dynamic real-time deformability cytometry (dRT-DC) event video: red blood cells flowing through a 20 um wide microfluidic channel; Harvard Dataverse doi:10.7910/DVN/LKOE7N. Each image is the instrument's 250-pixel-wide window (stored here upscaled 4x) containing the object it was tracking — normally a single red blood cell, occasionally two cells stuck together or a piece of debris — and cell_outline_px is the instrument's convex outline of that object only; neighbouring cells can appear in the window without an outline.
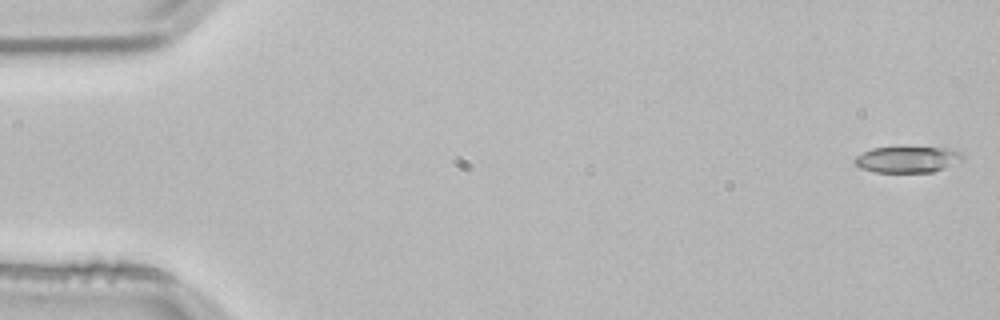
{"species": "common noctule bat (a hibernating species)", "species_latin": "Nyctalus noctula", "temperature_condition": "room temperature", "stored_images_in_passage": 53, "camera_frame_rate_fps": 3000, "um_per_image_px": 0.085, "animal": {"sex": "male", "body_mass_g": 21.5, "forearm_length_mm": 52.0}, "frame": {"image": 1, "passage_image": 1, "time_ms": 0.0, "image_size_px": [1000, 320], "cell_outline_px": [[964, 160], [944, 168], [932, 172], [872, 172], [860, 168], [852, 160], [856, 156], [872, 148], [952, 148], [960, 152], [964, 156]], "centroid_in_image_um": [77.15, 13.56], "position_along_channel_um": 7.9, "area_um2": 16.42}}
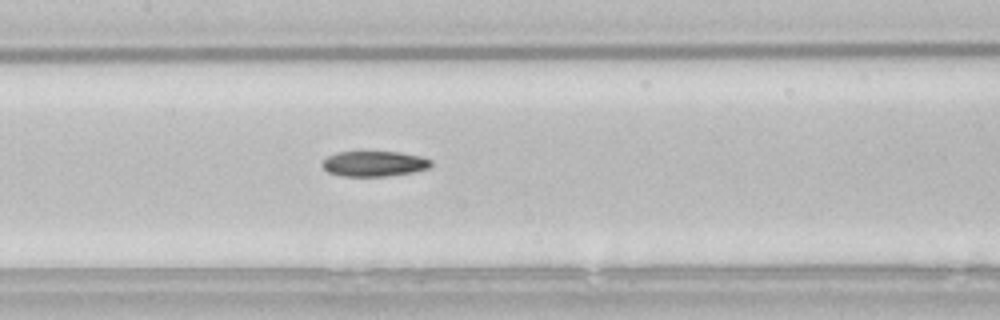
{"frame": {"image": 2, "passage_image": 25, "time_ms": 8.0, "image_size_px": [1000, 320], "cell_outline_px": [[432, 164], [428, 168], [412, 172], [384, 176], [340, 176], [328, 172], [320, 164], [328, 156], [336, 152], [400, 152], [420, 156], [432, 160]], "centroid_in_image_um": [31.78, 13.91], "position_along_channel_um": 175.6, "area_um2": 16.01}}
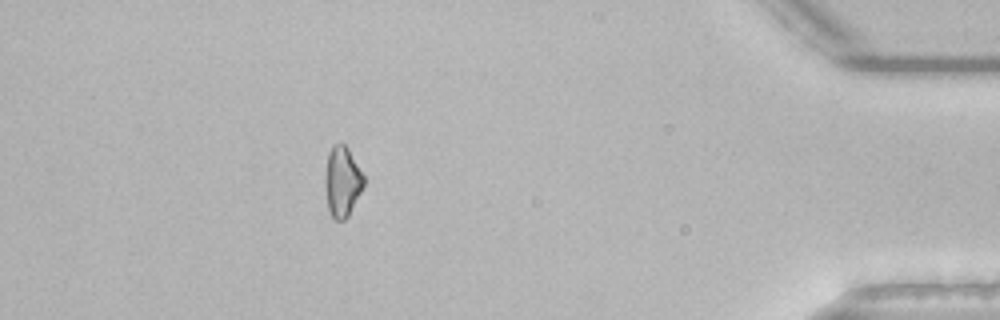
{"frame": {"image": 3, "passage_image": 47, "time_ms": 15.333, "image_size_px": [1000, 320], "cell_outline_px": [[364, 184], [348, 216], [344, 220], [332, 220], [328, 208], [324, 184], [324, 180], [328, 152], [332, 144], [344, 144], [348, 148], [364, 176]], "centroid_in_image_um": [29.06, 15.44], "position_along_channel_um": 406.1, "area_um2": 15.84}}